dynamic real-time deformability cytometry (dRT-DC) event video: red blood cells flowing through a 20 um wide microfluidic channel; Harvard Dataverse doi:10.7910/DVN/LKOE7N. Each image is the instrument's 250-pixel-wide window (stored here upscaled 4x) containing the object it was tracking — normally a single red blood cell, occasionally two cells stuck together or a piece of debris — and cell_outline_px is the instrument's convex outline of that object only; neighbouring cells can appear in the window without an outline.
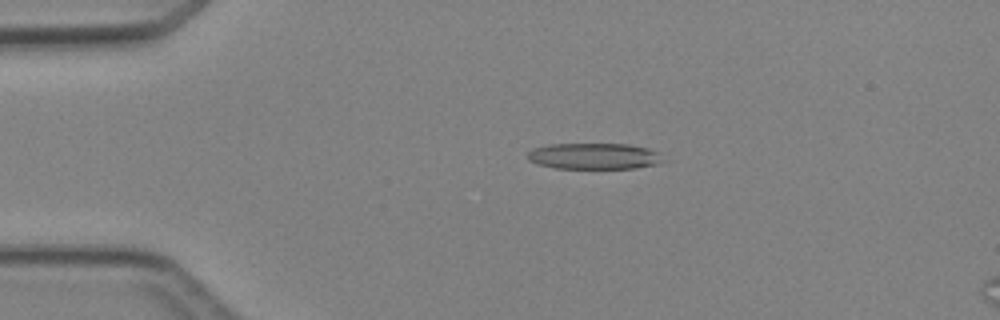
{"species": "Egyptian fruit bat (a non-hibernating species)", "species_latin": "Rousettus aegyptiacus", "temperature_condition": "cold", "stored_images_in_passage": 4, "camera_frame_rate_fps": 3000, "um_per_image_px": 0.085, "animal": {"sex": "female"}, "frame": {"image": 1, "passage_image": 2, "time_ms": 1.0, "image_size_px": [1000, 320], "cell_outline_px": [[664, 160], [656, 164], [636, 168], [556, 168], [536, 164], [528, 160], [528, 152], [532, 148], [548, 144], [628, 144], [648, 148], [660, 152]], "centroid_in_image_um": [50.49, 13.27], "position_along_channel_um": 34.5, "area_um2": 20.75}}